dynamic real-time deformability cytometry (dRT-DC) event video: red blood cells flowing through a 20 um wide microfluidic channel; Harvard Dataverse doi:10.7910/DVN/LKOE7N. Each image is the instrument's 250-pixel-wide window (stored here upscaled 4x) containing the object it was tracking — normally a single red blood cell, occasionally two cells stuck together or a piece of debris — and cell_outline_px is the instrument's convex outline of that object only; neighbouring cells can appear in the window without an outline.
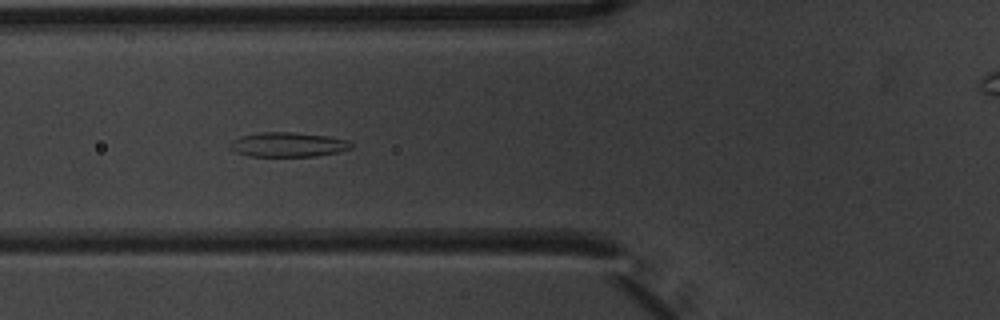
{"species": "common noctule bat (a hibernating species)", "species_latin": "Nyctalus noctula", "temperature_condition": "warm", "stored_images_in_passage": 11, "segment_of_instrument_passage": [1, 2], "camera_frame_rate_fps": 3000, "um_per_image_px": 0.085, "animal": {"sex": "male", "body_mass_g": 20.1, "forearm_length_mm": 53.5}, "frame": {"image": 1, "passage_image": 7, "time_ms": 2.0, "image_size_px": [1000, 320], "cell_outline_px": [[352, 148], [336, 152], [316, 156], [248, 156], [236, 152], [228, 148], [228, 144], [232, 140], [240, 136], [260, 132], [292, 132], [328, 136], [348, 140], [352, 144]], "centroid_in_image_um": [24.43, 12.29], "position_along_channel_um": 101.4, "area_um2": 17.4}}
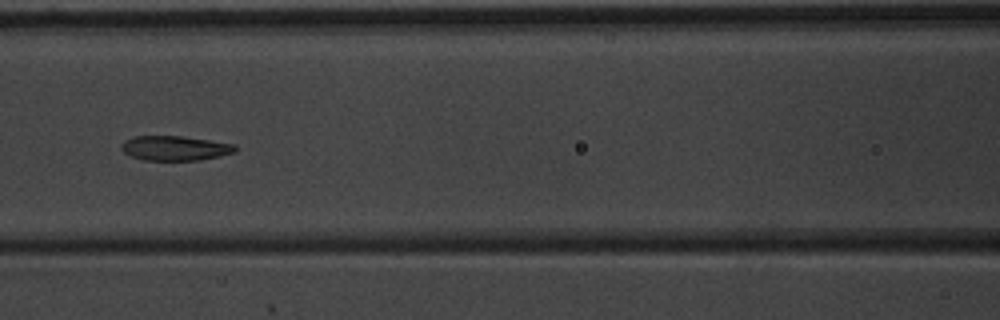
{"frame": {"image": 2, "passage_image": 8, "time_ms": 2.333, "image_size_px": [1000, 320], "cell_outline_px": [[236, 152], [220, 156], [200, 160], [144, 160], [132, 156], [124, 152], [120, 148], [120, 144], [124, 140], [132, 136], [180, 136], [236, 144]], "centroid_in_image_um": [14.86, 12.59], "position_along_channel_um": 151.7, "area_um2": 16.42}}
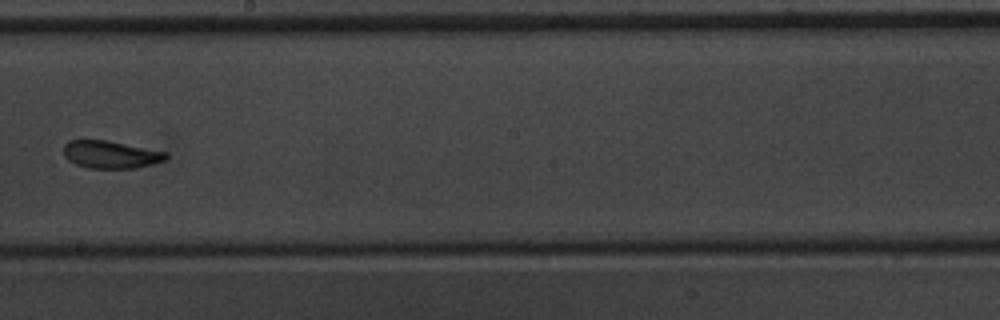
{"frame": {"image": 3, "passage_image": 10, "time_ms": 3.0, "image_size_px": [1000, 320], "cell_outline_px": [[168, 160], [136, 168], [88, 168], [76, 164], [68, 160], [64, 156], [64, 144], [68, 140], [108, 140], [168, 152]], "centroid_in_image_um": [9.44, 13.13], "position_along_channel_um": 238.8, "area_um2": 16.65}}